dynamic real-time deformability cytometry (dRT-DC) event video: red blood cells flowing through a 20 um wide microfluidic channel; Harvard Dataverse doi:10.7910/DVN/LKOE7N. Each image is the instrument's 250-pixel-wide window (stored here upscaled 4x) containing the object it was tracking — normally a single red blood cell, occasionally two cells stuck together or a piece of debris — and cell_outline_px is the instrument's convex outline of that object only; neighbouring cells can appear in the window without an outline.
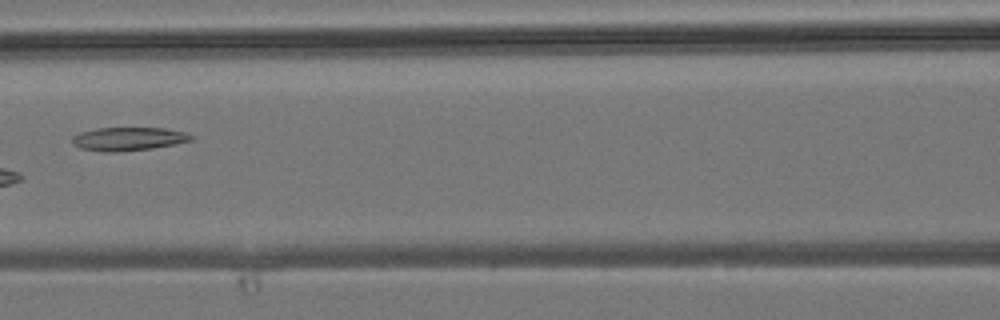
{"species": "common noctule bat (a hibernating species)", "species_latin": "Nyctalus noctula", "temperature_condition": "room temperature", "stored_images_in_passage": 6, "camera_frame_rate_fps": 3000, "um_per_image_px": 0.085, "animal": {"sex": "male", "body_mass_g": 19.2, "forearm_length_mm": 51.8}, "frame": {"image": 1, "passage_image": 6, "time_ms": 8.0, "image_size_px": [1000, 320], "cell_outline_px": [[196, 140], [176, 144], [152, 148], [112, 152], [104, 152], [80, 148], [72, 144], [72, 136], [80, 132], [96, 128], [164, 128], [184, 132], [196, 136]], "centroid_in_image_um": [10.94, 11.8], "position_along_channel_um": 155.7, "area_um2": 16.36}}